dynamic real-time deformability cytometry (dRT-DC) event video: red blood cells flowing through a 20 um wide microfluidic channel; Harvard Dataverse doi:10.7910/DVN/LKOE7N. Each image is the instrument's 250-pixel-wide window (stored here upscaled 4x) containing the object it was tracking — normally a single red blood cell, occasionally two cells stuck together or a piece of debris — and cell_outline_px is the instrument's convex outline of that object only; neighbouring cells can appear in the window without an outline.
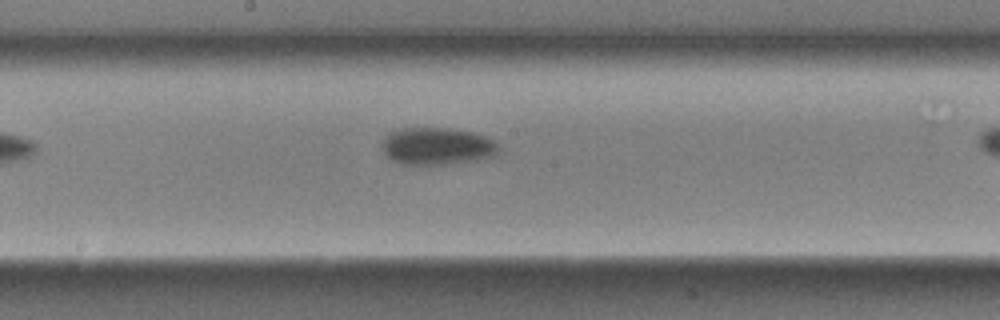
{"species": "Egyptian fruit bat (a non-hibernating species)", "species_latin": "Rousettus aegyptiacus", "temperature_condition": "room temperature", "stored_images_in_passage": 16, "camera_frame_rate_fps": 3000, "um_per_image_px": 0.085, "animal": {"sex": "male"}, "frame": {"image": 1, "passage_image": 12, "time_ms": 3.667, "image_size_px": [1000, 320], "cell_outline_px": [[500, 148], [496, 156], [476, 160], [448, 164], [400, 164], [384, 156], [380, 144], [384, 136], [388, 132], [400, 128], [448, 128], [472, 132], [488, 136], [496, 140], [500, 144]], "centroid_in_image_um": [37.15, 12.42], "position_along_channel_um": 211.1, "area_um2": 26.01}}